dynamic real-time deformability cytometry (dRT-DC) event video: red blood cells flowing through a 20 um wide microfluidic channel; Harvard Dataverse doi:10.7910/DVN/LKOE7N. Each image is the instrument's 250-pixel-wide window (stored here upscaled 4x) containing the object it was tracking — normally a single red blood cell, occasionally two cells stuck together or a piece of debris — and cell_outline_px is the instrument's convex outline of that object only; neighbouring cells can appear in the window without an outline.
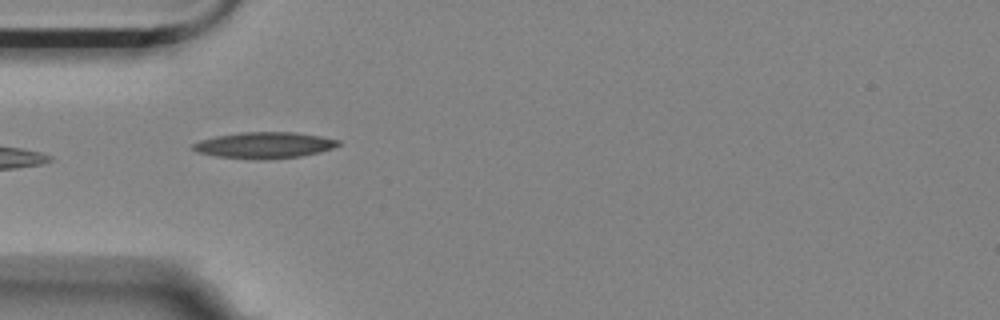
{"species": "Egyptian fruit bat (a non-hibernating species)", "species_latin": "Rousettus aegyptiacus", "temperature_condition": "room temperature", "stored_images_in_passage": 4, "camera_frame_rate_fps": 3000, "um_per_image_px": 0.085, "animal": {"sex": "female"}, "frame": {"image": 1, "passage_image": 3, "time_ms": 0.667, "image_size_px": [1000, 320], "cell_outline_px": [[340, 144], [332, 148], [320, 152], [300, 156], [268, 160], [252, 160], [216, 156], [196, 152], [192, 148], [192, 144], [200, 140], [216, 136], [240, 132], [292, 132], [320, 136], [340, 140]], "centroid_in_image_um": [22.44, 12.35], "position_along_channel_um": 62.6, "area_um2": 22.37}}
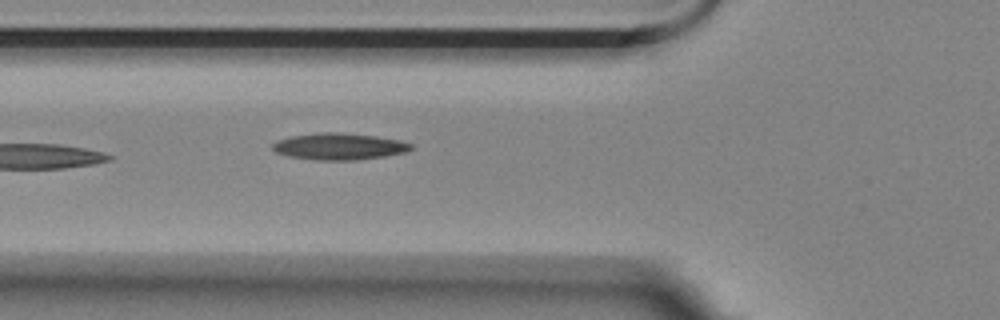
{"frame": {"image": 2, "passage_image": 4, "time_ms": 1.0, "image_size_px": [1000, 320], "cell_outline_px": [[412, 148], [404, 152], [384, 156], [356, 160], [316, 160], [288, 156], [276, 152], [272, 148], [272, 144], [276, 140], [292, 136], [320, 132], [340, 132], [376, 136], [400, 140], [412, 144]], "centroid_in_image_um": [28.8, 12.44], "position_along_channel_um": 97.0, "area_um2": 21.44}}